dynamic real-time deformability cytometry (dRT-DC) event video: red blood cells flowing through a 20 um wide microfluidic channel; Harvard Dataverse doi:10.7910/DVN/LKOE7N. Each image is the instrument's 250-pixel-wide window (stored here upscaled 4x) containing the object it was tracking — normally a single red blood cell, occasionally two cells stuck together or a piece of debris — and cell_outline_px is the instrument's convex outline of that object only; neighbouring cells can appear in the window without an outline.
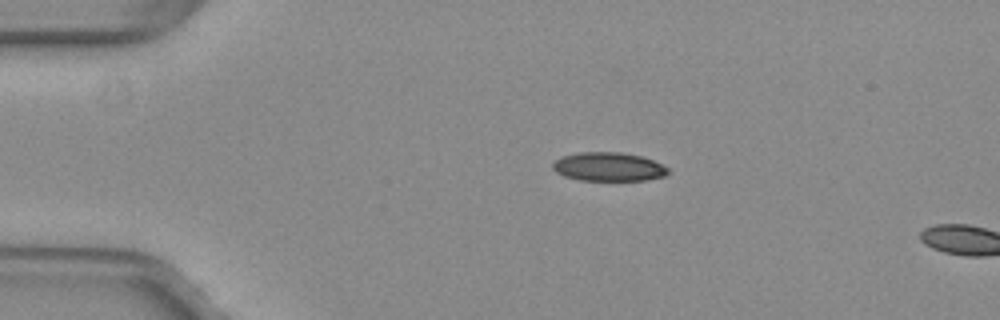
{"species": "common noctule bat (a hibernating species)", "species_latin": "Nyctalus noctula", "temperature_condition": "warm", "stored_images_in_passage": 3, "camera_frame_rate_fps": 3000, "um_per_image_px": 0.085, "animal": {"sex": "female", "body_mass_g": 29.2, "forearm_length_mm": 56.3}, "frame": {"image": 1, "passage_image": 1, "time_ms": 0.0, "image_size_px": [1000, 320], "cell_outline_px": [[668, 172], [664, 176], [648, 180], [580, 180], [564, 176], [556, 172], [552, 168], [552, 164], [556, 160], [564, 156], [580, 152], [620, 152], [640, 156], [652, 160], [668, 168]], "centroid_in_image_um": [51.71, 14.18], "position_along_channel_um": 33.3, "area_um2": 19.13}}